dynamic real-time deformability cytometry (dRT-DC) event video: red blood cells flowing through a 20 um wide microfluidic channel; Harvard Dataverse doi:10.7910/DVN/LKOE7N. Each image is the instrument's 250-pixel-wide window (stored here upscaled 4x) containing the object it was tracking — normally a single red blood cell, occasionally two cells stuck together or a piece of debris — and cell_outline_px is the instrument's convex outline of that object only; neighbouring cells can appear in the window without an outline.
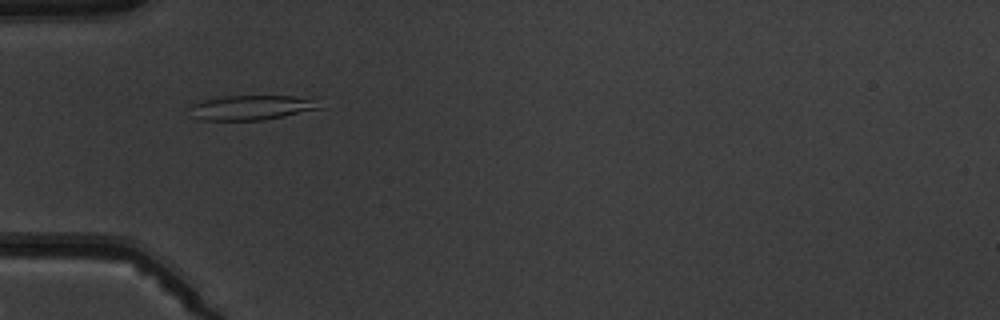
{"species": "common noctule bat (a hibernating species)", "species_latin": "Nyctalus noctula", "temperature_condition": "warm", "stored_images_in_passage": 4, "camera_frame_rate_fps": 3000, "um_per_image_px": 0.085, "animal": {"sex": "male", "body_mass_g": 19.5, "forearm_length_mm": 54.6}, "frame": {"image": 1, "passage_image": 4, "time_ms": 3.333, "image_size_px": [1000, 320], "cell_outline_px": [[324, 108], [264, 120], [200, 120], [188, 116], [192, 104], [204, 100], [224, 96], [324, 96]], "centroid_in_image_um": [21.57, 9.12], "position_along_channel_um": 63.4, "area_um2": 19.59}}